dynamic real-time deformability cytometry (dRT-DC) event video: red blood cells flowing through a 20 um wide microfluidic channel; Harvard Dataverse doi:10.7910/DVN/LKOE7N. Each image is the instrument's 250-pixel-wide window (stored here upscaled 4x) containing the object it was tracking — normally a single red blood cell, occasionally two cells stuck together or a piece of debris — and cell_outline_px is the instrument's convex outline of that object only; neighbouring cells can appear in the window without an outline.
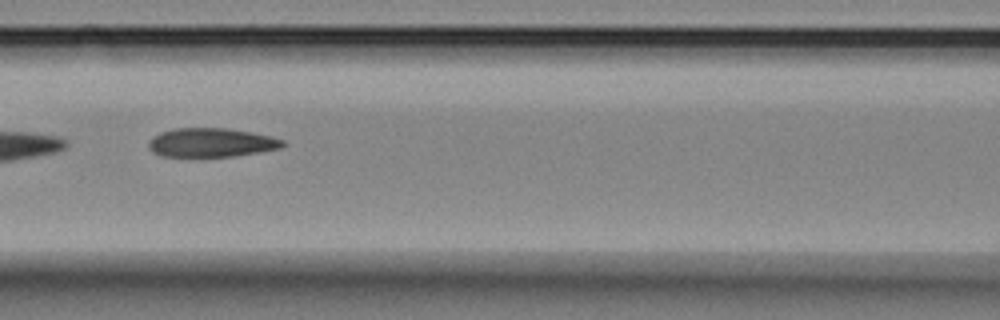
{"species": "Egyptian fruit bat (a non-hibernating species)", "species_latin": "Rousettus aegyptiacus", "temperature_condition": "room temperature", "stored_images_in_passage": 7, "camera_frame_rate_fps": 3000, "um_per_image_px": 0.085, "animal": {"sex": "female"}, "frame": {"image": 1, "passage_image": 7, "time_ms": 7.333, "image_size_px": [1000, 320], "cell_outline_px": [[288, 144], [280, 148], [232, 156], [160, 156], [152, 152], [148, 148], [148, 140], [160, 132], [176, 128], [224, 128], [252, 132], [272, 136], [284, 140]], "centroid_in_image_um": [17.95, 12.11], "position_along_channel_um": 148.7, "area_um2": 22.6}}